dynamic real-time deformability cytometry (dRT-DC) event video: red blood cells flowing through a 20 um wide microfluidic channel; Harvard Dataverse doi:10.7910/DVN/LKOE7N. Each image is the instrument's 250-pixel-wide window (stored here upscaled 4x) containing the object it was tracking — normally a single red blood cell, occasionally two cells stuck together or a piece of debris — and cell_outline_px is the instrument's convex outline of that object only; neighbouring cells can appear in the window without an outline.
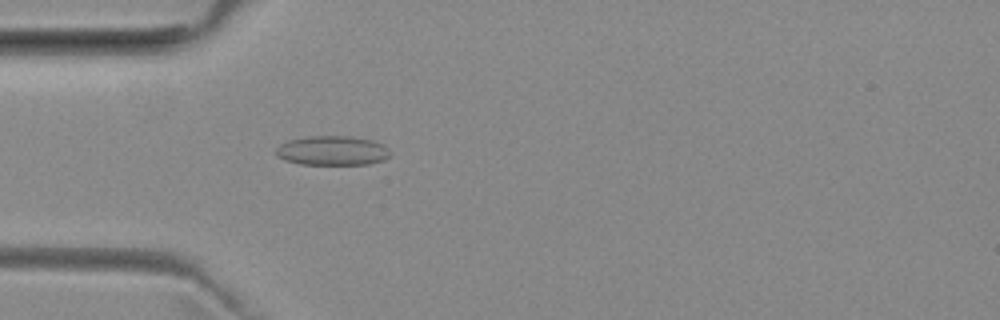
{"species": "common noctule bat (a hibernating species)", "species_latin": "Nyctalus noctula", "temperature_condition": "room temperature", "stored_images_in_passage": 51, "camera_frame_rate_fps": 3000, "um_per_image_px": 0.085, "animal": {"sex": "female", "body_mass_g": 29.2, "forearm_length_mm": 56.3}, "frame": {"image": 1, "passage_image": 14, "time_ms": 4.333, "image_size_px": [1000, 320], "cell_outline_px": [[388, 156], [384, 160], [368, 164], [300, 164], [284, 160], [276, 156], [276, 148], [280, 144], [288, 140], [308, 136], [348, 136], [372, 140], [384, 144], [388, 148]], "centroid_in_image_um": [28.22, 12.8], "position_along_channel_um": 56.8, "area_um2": 19.59}}
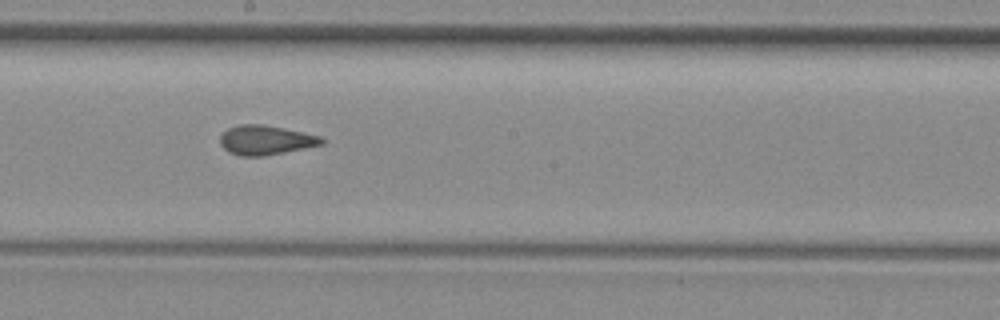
{"frame": {"image": 2, "passage_image": 27, "time_ms": 8.667, "image_size_px": [1000, 320], "cell_outline_px": [[324, 144], [264, 156], [240, 156], [228, 152], [220, 144], [220, 136], [228, 128], [240, 124], [264, 124], [284, 128], [320, 136], [324, 140]], "centroid_in_image_um": [22.56, 11.9], "position_along_channel_um": 225.6, "area_um2": 17.4}}
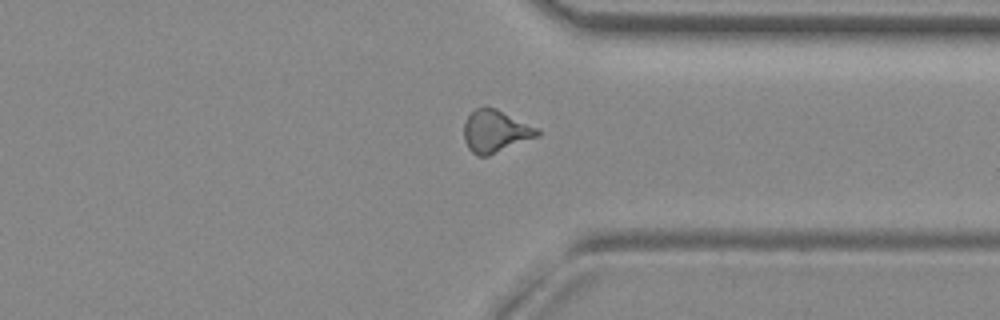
{"frame": {"image": 3, "passage_image": 38, "time_ms": 12.333, "image_size_px": [1000, 320], "cell_outline_px": [[540, 136], [488, 156], [476, 156], [468, 148], [464, 140], [464, 124], [468, 116], [476, 108], [496, 108], [536, 128], [540, 132]], "centroid_in_image_um": [42.1, 11.19], "position_along_channel_um": 369.3, "area_um2": 17.92}, "authors_computed_cell_mechanics": {"area_um2": 17.8024, "velocity_mm_per_s": 3.9685, "shape_relaxation_time_tau1_ms": null, "shape_relaxation_time_tau2_ms": 1.8005, "deformation_change_tau1": null, "deformation_change_tau2": 0.0822}}